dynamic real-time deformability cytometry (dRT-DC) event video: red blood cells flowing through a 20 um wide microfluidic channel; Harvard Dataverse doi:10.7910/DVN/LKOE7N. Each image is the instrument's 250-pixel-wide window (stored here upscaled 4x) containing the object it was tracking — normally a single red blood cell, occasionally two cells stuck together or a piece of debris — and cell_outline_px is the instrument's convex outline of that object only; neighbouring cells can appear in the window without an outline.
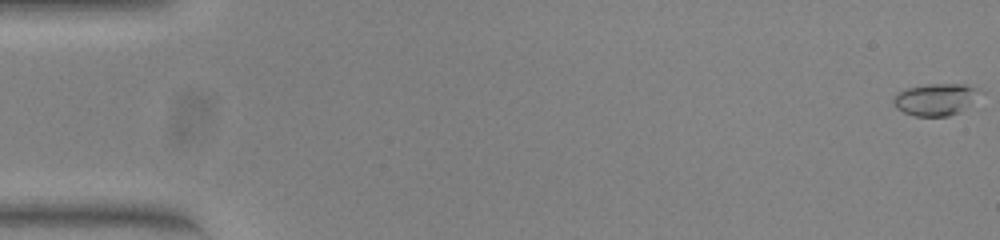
{"species": "common noctule bat (a hibernating species)", "species_latin": "Nyctalus noctula", "temperature_condition": "warm", "stored_images_in_passage": 55, "camera_frame_rate_fps": 3000, "um_per_image_px": 0.085, "animal": {"sex": "female", "body_mass_g": 23.0, "forearm_length_mm": 53.4}, "frame": {"image": 1, "passage_image": 1, "time_ms": 0.0, "image_size_px": [1000, 240], "cell_outline_px": [[976, 88], [960, 112], [948, 116], [912, 116], [896, 108], [892, 104], [892, 96], [904, 88], [928, 84], [964, 84]], "centroid_in_image_um": [79.3, 8.46], "position_along_channel_um": 5.7, "area_um2": 15.43}}
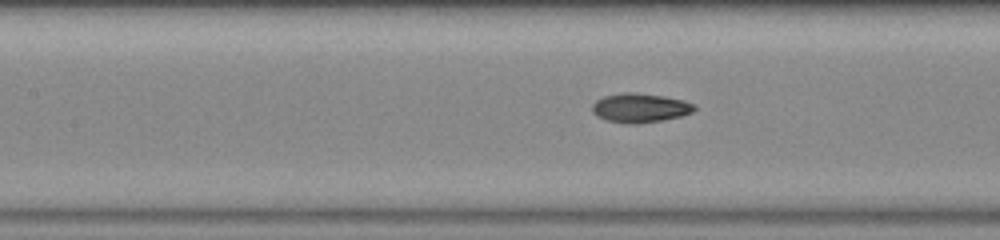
{"frame": {"image": 2, "passage_image": 25, "time_ms": 8.0, "image_size_px": [1000, 240], "cell_outline_px": [[696, 108], [692, 112], [680, 116], [660, 120], [636, 124], [628, 124], [608, 120], [596, 116], [592, 112], [592, 104], [596, 100], [604, 96], [624, 92], [636, 92], [664, 96], [684, 100], [696, 104]], "centroid_in_image_um": [54.4, 9.16], "position_along_channel_um": 153.0, "area_um2": 17.4}}
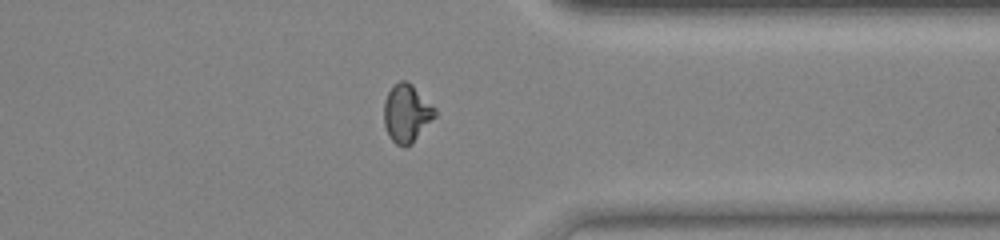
{"frame": {"image": 3, "passage_image": 43, "time_ms": 14.0, "image_size_px": [1000, 240], "cell_outline_px": [[436, 116], [412, 144], [404, 148], [396, 144], [388, 136], [384, 124], [384, 100], [392, 84], [400, 80], [408, 80], [436, 108]], "centroid_in_image_um": [34.56, 9.62], "position_along_channel_um": 376.8, "area_um2": 17.57}, "authors_computed_cell_mechanics": {"area_um2": 16.5308, "velocity_mm_per_s": 3.8397, "shape_relaxation_time_tau1_ms": 7.6144, "shape_relaxation_time_tau2_ms": 2.0913, "deformation_change_tau1": 0.2509, "deformation_change_tau2": 0.065}}